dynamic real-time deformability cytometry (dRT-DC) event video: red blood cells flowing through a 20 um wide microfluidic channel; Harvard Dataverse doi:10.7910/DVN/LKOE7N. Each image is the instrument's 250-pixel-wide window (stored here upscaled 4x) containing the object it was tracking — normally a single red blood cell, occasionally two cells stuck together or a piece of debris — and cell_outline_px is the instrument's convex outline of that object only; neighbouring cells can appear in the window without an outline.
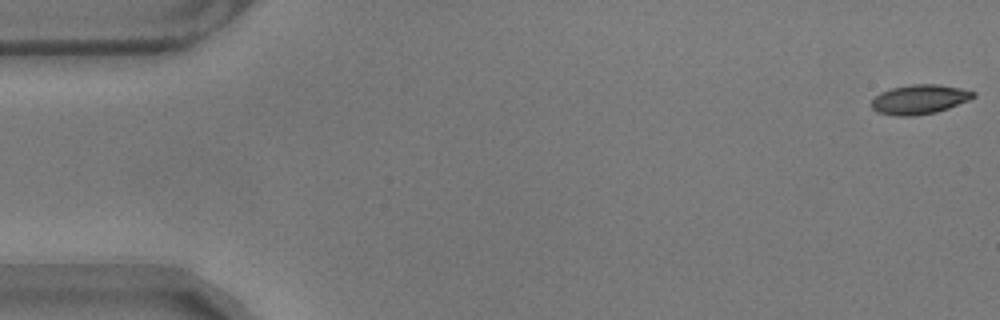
{"species": "common noctule bat (a hibernating species)", "species_latin": "Nyctalus noctula", "temperature_condition": "warm", "stored_images_in_passage": 17, "camera_frame_rate_fps": 3000, "um_per_image_px": 0.085, "animal": {"sex": "male", "body_mass_g": 17.9}, "frame": {"image": 1, "passage_image": 1, "time_ms": 0.0, "image_size_px": [1000, 320], "cell_outline_px": [[976, 96], [968, 100], [948, 108], [936, 112], [912, 116], [896, 116], [876, 112], [872, 108], [872, 100], [880, 92], [892, 88], [912, 84], [936, 84], [960, 88], [976, 92]], "centroid_in_image_um": [78.14, 8.45], "position_along_channel_um": 6.9, "area_um2": 17.4}}
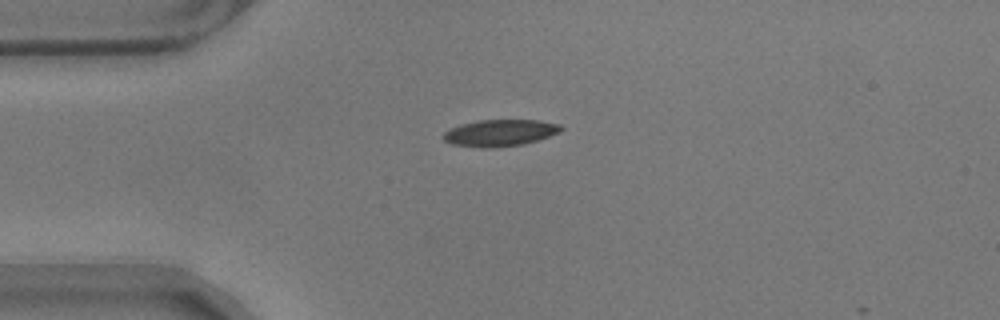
{"frame": {"image": 2, "passage_image": 14, "time_ms": 4.333, "image_size_px": [1000, 320], "cell_outline_px": [[564, 128], [560, 132], [524, 144], [496, 148], [488, 148], [452, 144], [444, 140], [440, 136], [444, 132], [460, 124], [480, 120], [540, 120], [560, 124]], "centroid_in_image_um": [42.5, 11.29], "position_along_channel_um": 42.5, "area_um2": 18.32}}